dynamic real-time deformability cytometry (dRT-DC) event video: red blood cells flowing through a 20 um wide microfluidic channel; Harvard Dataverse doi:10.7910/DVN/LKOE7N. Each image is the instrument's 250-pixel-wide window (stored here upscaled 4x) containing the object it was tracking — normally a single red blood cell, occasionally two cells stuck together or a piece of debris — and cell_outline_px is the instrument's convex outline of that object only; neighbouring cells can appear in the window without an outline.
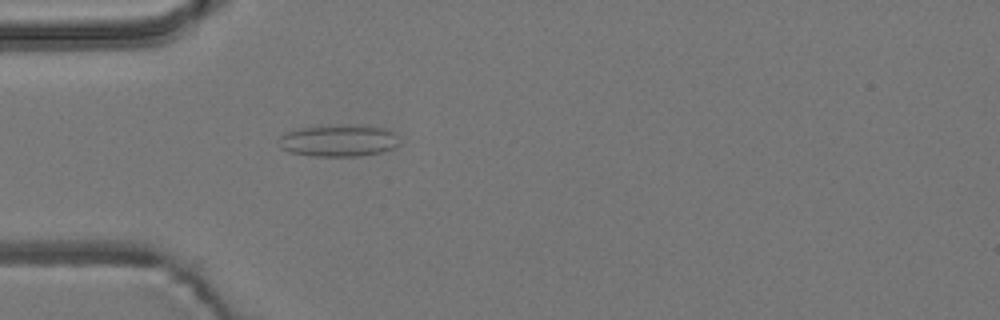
{"species": "common noctule bat (a hibernating species)", "species_latin": "Nyctalus noctula", "temperature_condition": "room temperature", "stored_images_in_passage": 3, "camera_frame_rate_fps": 3000, "um_per_image_px": 0.085, "animal": {"sex": "male", "body_mass_g": 19.2, "forearm_length_mm": 51.8}, "frame": {"image": 1, "passage_image": 3, "time_ms": 0.667, "image_size_px": [1000, 320], "cell_outline_px": [[400, 144], [396, 148], [380, 152], [360, 156], [312, 156], [288, 152], [280, 148], [276, 140], [284, 132], [300, 128], [348, 124], [368, 124], [388, 128], [392, 132]], "centroid_in_image_um": [28.77, 11.94], "position_along_channel_um": 56.2, "area_um2": 23.0}}